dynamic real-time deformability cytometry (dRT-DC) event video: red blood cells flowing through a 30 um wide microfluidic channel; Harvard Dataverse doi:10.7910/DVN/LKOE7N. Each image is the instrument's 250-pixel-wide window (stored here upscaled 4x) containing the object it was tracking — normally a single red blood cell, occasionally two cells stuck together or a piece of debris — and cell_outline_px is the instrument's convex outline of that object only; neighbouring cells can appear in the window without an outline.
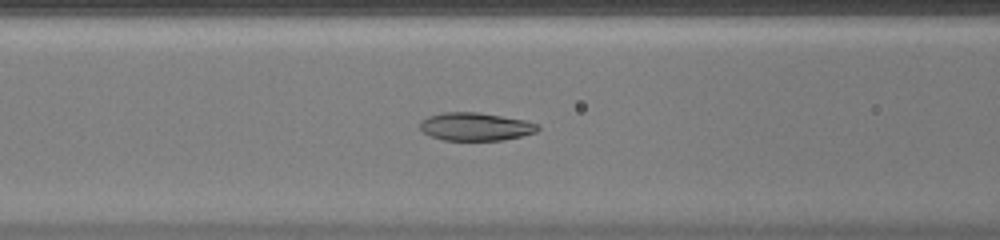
{"species": "common noctule bat (a hibernating species)", "species_latin": "Nyctalus noctula", "temperature_condition": "warm", "stored_images_in_passage": 41, "camera_frame_rate_fps": 3000, "um_per_image_px": 0.085, "animal": {"sex": "female", "body_mass_g": 20.0, "forearm_length_mm": 54.0}, "frame": {"image": 1, "passage_image": 22, "time_ms": 7.0, "image_size_px": [1000, 240], "cell_outline_px": [[540, 128], [536, 132], [504, 140], [444, 140], [432, 136], [424, 132], [420, 128], [420, 120], [428, 116], [444, 112], [476, 112], [524, 120], [536, 124]], "centroid_in_image_um": [40.39, 10.76], "position_along_channel_um": 126.2, "area_um2": 19.02}}
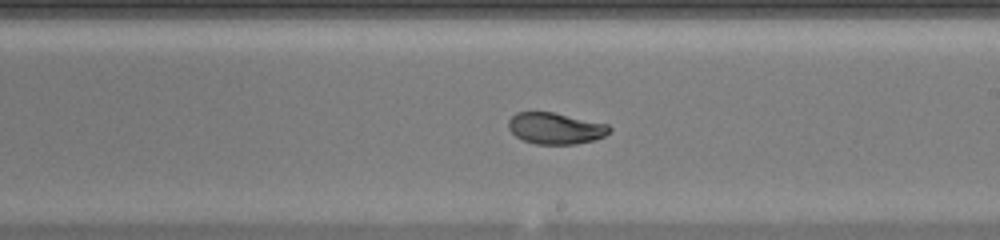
{"frame": {"image": 2, "passage_image": 30, "time_ms": 9.667, "image_size_px": [1000, 240], "cell_outline_px": [[612, 128], [604, 136], [592, 140], [576, 144], [536, 144], [524, 140], [516, 136], [508, 128], [508, 120], [516, 112], [552, 112], [608, 124]], "centroid_in_image_um": [47.2, 10.9], "position_along_channel_um": 241.8, "area_um2": 18.32}}
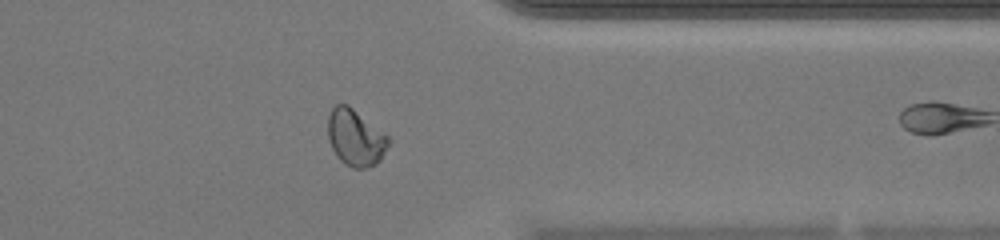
{"frame": {"image": 3, "passage_image": 40, "time_ms": 13.0, "image_size_px": [1000, 240], "cell_outline_px": [[392, 140], [380, 160], [376, 164], [368, 168], [352, 168], [344, 164], [340, 160], [332, 148], [328, 140], [328, 116], [332, 108], [336, 104], [348, 104], [388, 136]], "centroid_in_image_um": [30.22, 11.71], "position_along_channel_um": 381.2, "area_um2": 20.06}}